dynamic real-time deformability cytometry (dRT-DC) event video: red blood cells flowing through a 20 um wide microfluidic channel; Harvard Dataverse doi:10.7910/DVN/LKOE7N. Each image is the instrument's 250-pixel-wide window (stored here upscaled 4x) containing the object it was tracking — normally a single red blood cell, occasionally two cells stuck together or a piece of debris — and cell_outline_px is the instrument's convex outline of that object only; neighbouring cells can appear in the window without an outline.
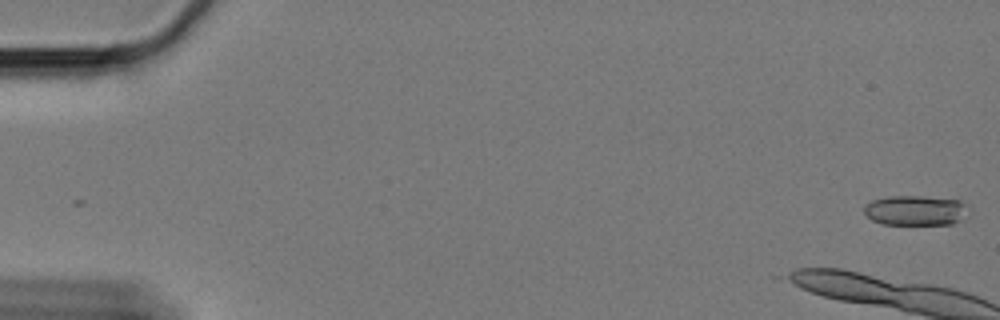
{"species": "Egyptian fruit bat (a non-hibernating species)", "species_latin": "Rousettus aegyptiacus", "temperature_condition": "cold", "stored_images_in_passage": 14, "camera_frame_rate_fps": 3000, "um_per_image_px": 0.085, "animal": {"sex": "female"}, "frame": {"image": 1, "passage_image": 1, "time_ms": 0.0, "image_size_px": [1000, 320], "cell_outline_px": [[960, 204], [956, 220], [952, 224], [884, 224], [872, 220], [864, 212], [864, 204], [872, 200], [892, 196], [920, 196], [960, 200]], "centroid_in_image_um": [77.59, 17.87], "position_along_channel_um": 7.4, "area_um2": 17.17}}